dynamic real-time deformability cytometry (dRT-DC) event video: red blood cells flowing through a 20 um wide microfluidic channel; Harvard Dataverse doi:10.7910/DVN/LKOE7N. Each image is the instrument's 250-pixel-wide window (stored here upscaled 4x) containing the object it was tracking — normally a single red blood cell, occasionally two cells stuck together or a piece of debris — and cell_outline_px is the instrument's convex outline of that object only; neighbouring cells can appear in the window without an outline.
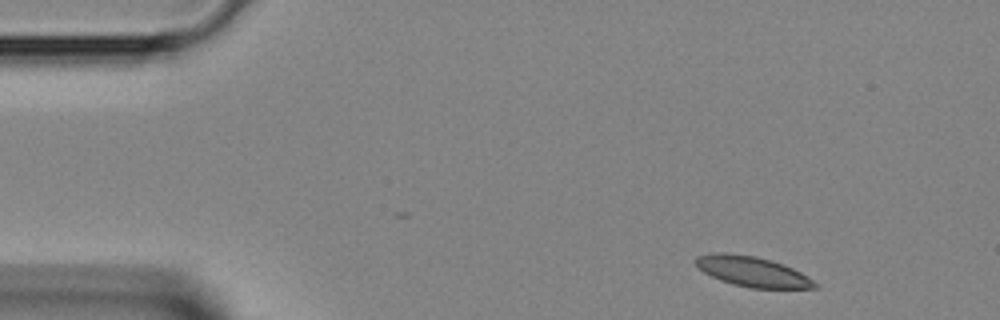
{"species": "Egyptian fruit bat (a non-hibernating species)", "species_latin": "Rousettus aegyptiacus", "temperature_condition": "room temperature", "stored_images_in_passage": 12, "camera_frame_rate_fps": 3000, "um_per_image_px": 0.085, "animal": {"sex": "female"}, "frame": {"image": 1, "passage_image": 1, "time_ms": 0.0, "image_size_px": [1000, 320], "cell_outline_px": [[820, 288], [748, 288], [732, 284], [720, 280], [704, 272], [696, 264], [696, 256], [712, 252], [724, 252], [756, 256], [772, 260], [784, 264], [808, 276]], "centroid_in_image_um": [63.95, 23.07], "position_along_channel_um": 21.1, "area_um2": 20.98}}
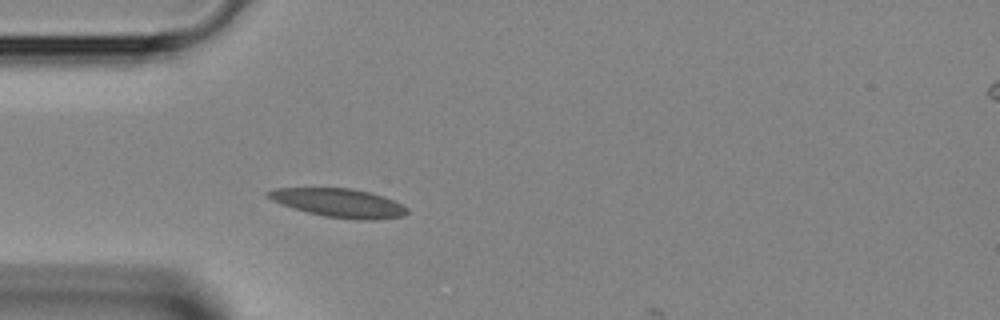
{"frame": {"image": 2, "passage_image": 8, "time_ms": 2.333, "image_size_px": [1000, 320], "cell_outline_px": [[408, 212], [404, 216], [376, 220], [360, 220], [324, 216], [308, 212], [272, 200], [264, 192], [276, 188], [352, 188], [384, 196], [408, 208]], "centroid_in_image_um": [28.85, 17.24], "position_along_channel_um": 56.2, "area_um2": 22.95}}
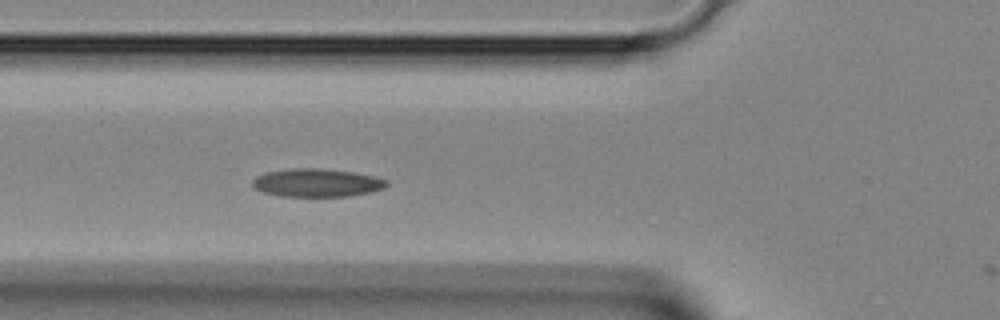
{"frame": {"image": 3, "passage_image": 11, "time_ms": 3.333, "image_size_px": [1000, 320], "cell_outline_px": [[388, 184], [384, 188], [372, 192], [348, 196], [280, 196], [264, 192], [252, 188], [252, 180], [256, 176], [268, 172], [288, 168], [320, 168], [352, 172], [372, 176], [388, 180]], "centroid_in_image_um": [26.91, 15.53], "position_along_channel_um": 98.9, "area_um2": 22.02}}